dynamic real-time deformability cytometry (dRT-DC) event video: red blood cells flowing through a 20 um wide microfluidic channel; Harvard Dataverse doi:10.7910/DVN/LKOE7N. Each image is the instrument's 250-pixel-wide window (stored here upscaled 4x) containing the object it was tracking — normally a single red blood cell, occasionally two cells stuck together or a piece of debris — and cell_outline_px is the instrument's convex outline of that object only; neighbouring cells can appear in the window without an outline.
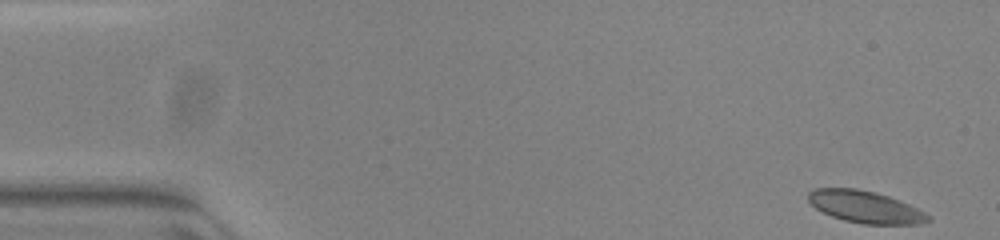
{"species": "common noctule bat (a hibernating species)", "species_latin": "Nyctalus noctula", "temperature_condition": "warm", "stored_images_in_passage": 52, "camera_frame_rate_fps": 3000, "um_per_image_px": 0.085, "animal": {"sex": "female", "body_mass_g": 23.0, "forearm_length_mm": 53.4}, "frame": {"image": 1, "passage_image": 1, "time_ms": 0.0, "image_size_px": [1000, 240], "cell_outline_px": [[932, 220], [920, 224], [864, 224], [844, 220], [832, 216], [816, 208], [808, 200], [808, 192], [812, 188], [856, 188], [876, 192], [888, 196], [908, 204], [932, 216]], "centroid_in_image_um": [73.56, 17.58], "position_along_channel_um": 11.4, "area_um2": 22.31}}
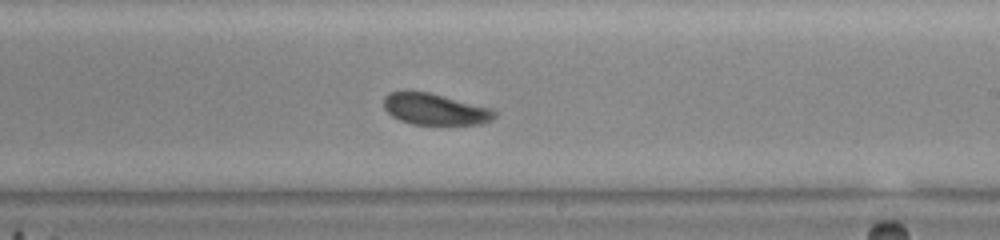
{"frame": {"image": 2, "passage_image": 30, "time_ms": 9.667, "image_size_px": [1000, 240], "cell_outline_px": [[496, 116], [492, 120], [480, 124], [412, 124], [400, 120], [392, 116], [384, 108], [384, 96], [388, 92], [428, 92], [492, 108], [496, 112]], "centroid_in_image_um": [36.98, 9.29], "position_along_channel_um": 252.0, "area_um2": 20.06}}
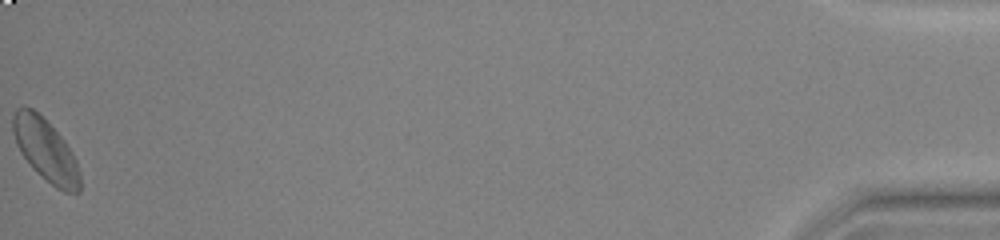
{"frame": {"image": 3, "passage_image": 52, "time_ms": 17.0, "image_size_px": [1000, 240], "cell_outline_px": [[80, 192], [64, 192], [56, 188], [36, 172], [32, 168], [20, 152], [16, 144], [12, 132], [12, 116], [16, 108], [32, 108], [64, 140], [72, 152], [76, 160], [80, 172]], "centroid_in_image_um": [3.87, 12.79], "position_along_channel_um": 431.3, "area_um2": 24.1}, "authors_computed_cell_mechanics": {"area_um2": 21.7328, "velocity_mm_per_s": 3.8392, "shape_relaxation_time_tau1_ms": 3.0228, "shape_relaxation_time_tau2_ms": null, "deformation_change_tau1": 0.0871, "deformation_change_tau2": null}}